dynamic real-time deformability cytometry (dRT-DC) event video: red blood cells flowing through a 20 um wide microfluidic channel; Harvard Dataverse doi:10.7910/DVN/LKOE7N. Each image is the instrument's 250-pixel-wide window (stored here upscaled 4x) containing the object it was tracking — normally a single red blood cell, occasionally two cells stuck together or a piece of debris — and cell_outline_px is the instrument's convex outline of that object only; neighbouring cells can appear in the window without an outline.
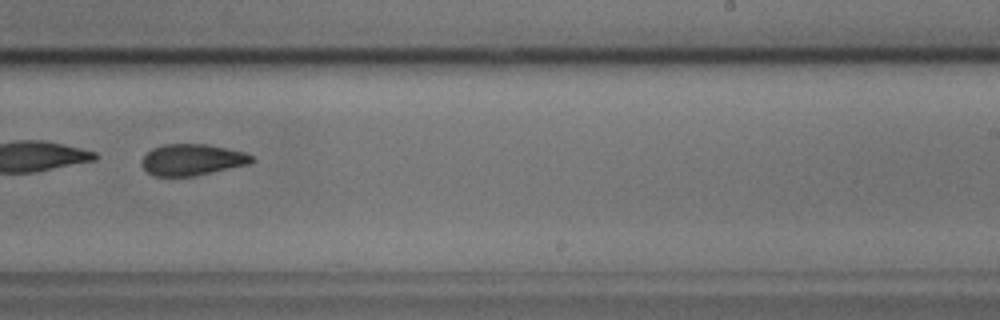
{"species": "common noctule bat (a hibernating species)", "species_latin": "Nyctalus noctula", "temperature_condition": "cold", "stored_images_in_passage": 31, "camera_frame_rate_fps": 3000, "um_per_image_px": 0.085, "animal": {"sex": "male", "body_mass_g": 17.9, "forearm_length_mm": 54.2}, "frame": {"image": 1, "passage_image": 18, "time_ms": 5.667, "image_size_px": [1000, 320], "cell_outline_px": [[256, 160], [252, 164], [192, 176], [152, 176], [140, 164], [140, 160], [152, 148], [164, 144], [208, 144], [244, 152], [252, 156]], "centroid_in_image_um": [16.34, 13.58], "position_along_channel_um": 272.7, "area_um2": 20.23}}